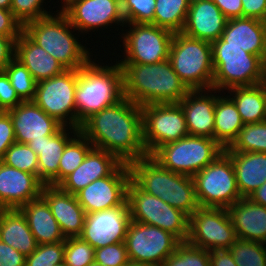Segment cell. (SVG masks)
Here are the masks:
<instances>
[{
	"label": "cell",
	"mask_w": 266,
	"mask_h": 266,
	"mask_svg": "<svg viewBox=\"0 0 266 266\" xmlns=\"http://www.w3.org/2000/svg\"><path fill=\"white\" fill-rule=\"evenodd\" d=\"M79 131L95 148L112 153L123 163L148 156L143 143L141 106L128 98L93 114Z\"/></svg>",
	"instance_id": "cell-1"
},
{
	"label": "cell",
	"mask_w": 266,
	"mask_h": 266,
	"mask_svg": "<svg viewBox=\"0 0 266 266\" xmlns=\"http://www.w3.org/2000/svg\"><path fill=\"white\" fill-rule=\"evenodd\" d=\"M124 96L137 105L179 103L190 91L169 59L153 64H120Z\"/></svg>",
	"instance_id": "cell-2"
},
{
	"label": "cell",
	"mask_w": 266,
	"mask_h": 266,
	"mask_svg": "<svg viewBox=\"0 0 266 266\" xmlns=\"http://www.w3.org/2000/svg\"><path fill=\"white\" fill-rule=\"evenodd\" d=\"M90 59L77 69L75 90L76 129L93 114L117 105L124 96L123 71L119 63L99 66Z\"/></svg>",
	"instance_id": "cell-3"
},
{
	"label": "cell",
	"mask_w": 266,
	"mask_h": 266,
	"mask_svg": "<svg viewBox=\"0 0 266 266\" xmlns=\"http://www.w3.org/2000/svg\"><path fill=\"white\" fill-rule=\"evenodd\" d=\"M128 165L131 180L146 193L159 197L189 217L199 208L193 177L170 171L149 155Z\"/></svg>",
	"instance_id": "cell-4"
},
{
	"label": "cell",
	"mask_w": 266,
	"mask_h": 266,
	"mask_svg": "<svg viewBox=\"0 0 266 266\" xmlns=\"http://www.w3.org/2000/svg\"><path fill=\"white\" fill-rule=\"evenodd\" d=\"M70 29L75 28L62 11L56 16L50 14L23 26V31L65 69H80L91 55Z\"/></svg>",
	"instance_id": "cell-5"
},
{
	"label": "cell",
	"mask_w": 266,
	"mask_h": 266,
	"mask_svg": "<svg viewBox=\"0 0 266 266\" xmlns=\"http://www.w3.org/2000/svg\"><path fill=\"white\" fill-rule=\"evenodd\" d=\"M214 75L212 89L254 86L262 83L264 60L240 47L225 46L219 38L211 42Z\"/></svg>",
	"instance_id": "cell-6"
},
{
	"label": "cell",
	"mask_w": 266,
	"mask_h": 266,
	"mask_svg": "<svg viewBox=\"0 0 266 266\" xmlns=\"http://www.w3.org/2000/svg\"><path fill=\"white\" fill-rule=\"evenodd\" d=\"M169 61L189 90L212 89L214 67L211 42L174 33Z\"/></svg>",
	"instance_id": "cell-7"
},
{
	"label": "cell",
	"mask_w": 266,
	"mask_h": 266,
	"mask_svg": "<svg viewBox=\"0 0 266 266\" xmlns=\"http://www.w3.org/2000/svg\"><path fill=\"white\" fill-rule=\"evenodd\" d=\"M223 152L224 148L212 138L188 135L164 144L151 157L170 171L193 177Z\"/></svg>",
	"instance_id": "cell-8"
},
{
	"label": "cell",
	"mask_w": 266,
	"mask_h": 266,
	"mask_svg": "<svg viewBox=\"0 0 266 266\" xmlns=\"http://www.w3.org/2000/svg\"><path fill=\"white\" fill-rule=\"evenodd\" d=\"M127 202L132 221L156 226L175 235L181 242L189 235V216L159 197L140 189L132 180L127 186Z\"/></svg>",
	"instance_id": "cell-9"
},
{
	"label": "cell",
	"mask_w": 266,
	"mask_h": 266,
	"mask_svg": "<svg viewBox=\"0 0 266 266\" xmlns=\"http://www.w3.org/2000/svg\"><path fill=\"white\" fill-rule=\"evenodd\" d=\"M199 207L229 208L241 197L230 156L224 151L193 176Z\"/></svg>",
	"instance_id": "cell-10"
},
{
	"label": "cell",
	"mask_w": 266,
	"mask_h": 266,
	"mask_svg": "<svg viewBox=\"0 0 266 266\" xmlns=\"http://www.w3.org/2000/svg\"><path fill=\"white\" fill-rule=\"evenodd\" d=\"M143 143L151 156L164 144L189 135L184 111L179 103H157L141 106Z\"/></svg>",
	"instance_id": "cell-11"
},
{
	"label": "cell",
	"mask_w": 266,
	"mask_h": 266,
	"mask_svg": "<svg viewBox=\"0 0 266 266\" xmlns=\"http://www.w3.org/2000/svg\"><path fill=\"white\" fill-rule=\"evenodd\" d=\"M129 27L121 36L125 58L119 64H153L169 58L172 31L151 23H132Z\"/></svg>",
	"instance_id": "cell-12"
},
{
	"label": "cell",
	"mask_w": 266,
	"mask_h": 266,
	"mask_svg": "<svg viewBox=\"0 0 266 266\" xmlns=\"http://www.w3.org/2000/svg\"><path fill=\"white\" fill-rule=\"evenodd\" d=\"M76 84L77 69H66L37 82L33 101L63 126L76 128Z\"/></svg>",
	"instance_id": "cell-13"
},
{
	"label": "cell",
	"mask_w": 266,
	"mask_h": 266,
	"mask_svg": "<svg viewBox=\"0 0 266 266\" xmlns=\"http://www.w3.org/2000/svg\"><path fill=\"white\" fill-rule=\"evenodd\" d=\"M124 243L130 262L161 266L181 241L159 227L131 220Z\"/></svg>",
	"instance_id": "cell-14"
},
{
	"label": "cell",
	"mask_w": 266,
	"mask_h": 266,
	"mask_svg": "<svg viewBox=\"0 0 266 266\" xmlns=\"http://www.w3.org/2000/svg\"><path fill=\"white\" fill-rule=\"evenodd\" d=\"M238 239L226 208L199 207L189 217L187 242L207 251L229 249Z\"/></svg>",
	"instance_id": "cell-15"
},
{
	"label": "cell",
	"mask_w": 266,
	"mask_h": 266,
	"mask_svg": "<svg viewBox=\"0 0 266 266\" xmlns=\"http://www.w3.org/2000/svg\"><path fill=\"white\" fill-rule=\"evenodd\" d=\"M130 168L121 163L109 176L95 180L75 194L86 214L118 207L127 200Z\"/></svg>",
	"instance_id": "cell-16"
},
{
	"label": "cell",
	"mask_w": 266,
	"mask_h": 266,
	"mask_svg": "<svg viewBox=\"0 0 266 266\" xmlns=\"http://www.w3.org/2000/svg\"><path fill=\"white\" fill-rule=\"evenodd\" d=\"M131 222L127 200L118 207L86 214L79 236L93 248L124 242Z\"/></svg>",
	"instance_id": "cell-17"
},
{
	"label": "cell",
	"mask_w": 266,
	"mask_h": 266,
	"mask_svg": "<svg viewBox=\"0 0 266 266\" xmlns=\"http://www.w3.org/2000/svg\"><path fill=\"white\" fill-rule=\"evenodd\" d=\"M61 11L78 32L87 33L112 23L125 25L121 0H66Z\"/></svg>",
	"instance_id": "cell-18"
},
{
	"label": "cell",
	"mask_w": 266,
	"mask_h": 266,
	"mask_svg": "<svg viewBox=\"0 0 266 266\" xmlns=\"http://www.w3.org/2000/svg\"><path fill=\"white\" fill-rule=\"evenodd\" d=\"M6 112L12 120L15 140L18 143L28 144L31 140L52 136L63 127L34 101H22Z\"/></svg>",
	"instance_id": "cell-19"
},
{
	"label": "cell",
	"mask_w": 266,
	"mask_h": 266,
	"mask_svg": "<svg viewBox=\"0 0 266 266\" xmlns=\"http://www.w3.org/2000/svg\"><path fill=\"white\" fill-rule=\"evenodd\" d=\"M43 185L35 174L0 161V209H20L41 196Z\"/></svg>",
	"instance_id": "cell-20"
},
{
	"label": "cell",
	"mask_w": 266,
	"mask_h": 266,
	"mask_svg": "<svg viewBox=\"0 0 266 266\" xmlns=\"http://www.w3.org/2000/svg\"><path fill=\"white\" fill-rule=\"evenodd\" d=\"M41 197L47 202L65 238L82 234L86 213L75 195L59 186L43 185Z\"/></svg>",
	"instance_id": "cell-21"
},
{
	"label": "cell",
	"mask_w": 266,
	"mask_h": 266,
	"mask_svg": "<svg viewBox=\"0 0 266 266\" xmlns=\"http://www.w3.org/2000/svg\"><path fill=\"white\" fill-rule=\"evenodd\" d=\"M228 18L212 0L190 1L182 33L194 39L213 42L221 37Z\"/></svg>",
	"instance_id": "cell-22"
},
{
	"label": "cell",
	"mask_w": 266,
	"mask_h": 266,
	"mask_svg": "<svg viewBox=\"0 0 266 266\" xmlns=\"http://www.w3.org/2000/svg\"><path fill=\"white\" fill-rule=\"evenodd\" d=\"M121 163L112 153L93 147L81 165L58 186L75 195L91 182L109 176Z\"/></svg>",
	"instance_id": "cell-23"
},
{
	"label": "cell",
	"mask_w": 266,
	"mask_h": 266,
	"mask_svg": "<svg viewBox=\"0 0 266 266\" xmlns=\"http://www.w3.org/2000/svg\"><path fill=\"white\" fill-rule=\"evenodd\" d=\"M63 126L52 136L31 140L28 145L38 155V179L44 185L58 186L59 161L66 144L72 139L71 134H77L79 129ZM68 131V133H67Z\"/></svg>",
	"instance_id": "cell-24"
},
{
	"label": "cell",
	"mask_w": 266,
	"mask_h": 266,
	"mask_svg": "<svg viewBox=\"0 0 266 266\" xmlns=\"http://www.w3.org/2000/svg\"><path fill=\"white\" fill-rule=\"evenodd\" d=\"M210 91L213 89L190 90L179 102L191 136H205L214 139L215 104L218 96L208 95Z\"/></svg>",
	"instance_id": "cell-25"
},
{
	"label": "cell",
	"mask_w": 266,
	"mask_h": 266,
	"mask_svg": "<svg viewBox=\"0 0 266 266\" xmlns=\"http://www.w3.org/2000/svg\"><path fill=\"white\" fill-rule=\"evenodd\" d=\"M220 38L225 46L240 47L266 61V22L244 17L228 19Z\"/></svg>",
	"instance_id": "cell-26"
},
{
	"label": "cell",
	"mask_w": 266,
	"mask_h": 266,
	"mask_svg": "<svg viewBox=\"0 0 266 266\" xmlns=\"http://www.w3.org/2000/svg\"><path fill=\"white\" fill-rule=\"evenodd\" d=\"M227 211L239 239L266 243L265 206L240 198Z\"/></svg>",
	"instance_id": "cell-27"
},
{
	"label": "cell",
	"mask_w": 266,
	"mask_h": 266,
	"mask_svg": "<svg viewBox=\"0 0 266 266\" xmlns=\"http://www.w3.org/2000/svg\"><path fill=\"white\" fill-rule=\"evenodd\" d=\"M14 57L26 67L36 82L52 78L66 70L24 31L15 41Z\"/></svg>",
	"instance_id": "cell-28"
},
{
	"label": "cell",
	"mask_w": 266,
	"mask_h": 266,
	"mask_svg": "<svg viewBox=\"0 0 266 266\" xmlns=\"http://www.w3.org/2000/svg\"><path fill=\"white\" fill-rule=\"evenodd\" d=\"M231 158L242 198H248L266 182V153L225 151Z\"/></svg>",
	"instance_id": "cell-29"
},
{
	"label": "cell",
	"mask_w": 266,
	"mask_h": 266,
	"mask_svg": "<svg viewBox=\"0 0 266 266\" xmlns=\"http://www.w3.org/2000/svg\"><path fill=\"white\" fill-rule=\"evenodd\" d=\"M38 245L65 241L47 202L40 196L20 208Z\"/></svg>",
	"instance_id": "cell-30"
},
{
	"label": "cell",
	"mask_w": 266,
	"mask_h": 266,
	"mask_svg": "<svg viewBox=\"0 0 266 266\" xmlns=\"http://www.w3.org/2000/svg\"><path fill=\"white\" fill-rule=\"evenodd\" d=\"M0 240L25 256L38 246L20 209H0Z\"/></svg>",
	"instance_id": "cell-31"
},
{
	"label": "cell",
	"mask_w": 266,
	"mask_h": 266,
	"mask_svg": "<svg viewBox=\"0 0 266 266\" xmlns=\"http://www.w3.org/2000/svg\"><path fill=\"white\" fill-rule=\"evenodd\" d=\"M228 92L244 124L265 121L266 91L262 84L233 87L228 89Z\"/></svg>",
	"instance_id": "cell-32"
},
{
	"label": "cell",
	"mask_w": 266,
	"mask_h": 266,
	"mask_svg": "<svg viewBox=\"0 0 266 266\" xmlns=\"http://www.w3.org/2000/svg\"><path fill=\"white\" fill-rule=\"evenodd\" d=\"M243 126L241 116L230 96H218L215 104L214 140L225 149L237 138Z\"/></svg>",
	"instance_id": "cell-33"
},
{
	"label": "cell",
	"mask_w": 266,
	"mask_h": 266,
	"mask_svg": "<svg viewBox=\"0 0 266 266\" xmlns=\"http://www.w3.org/2000/svg\"><path fill=\"white\" fill-rule=\"evenodd\" d=\"M190 0H156L154 25L173 33L182 32L187 19Z\"/></svg>",
	"instance_id": "cell-34"
},
{
	"label": "cell",
	"mask_w": 266,
	"mask_h": 266,
	"mask_svg": "<svg viewBox=\"0 0 266 266\" xmlns=\"http://www.w3.org/2000/svg\"><path fill=\"white\" fill-rule=\"evenodd\" d=\"M72 137L66 144L59 161L58 185L81 165L88 152L94 147L80 131Z\"/></svg>",
	"instance_id": "cell-35"
},
{
	"label": "cell",
	"mask_w": 266,
	"mask_h": 266,
	"mask_svg": "<svg viewBox=\"0 0 266 266\" xmlns=\"http://www.w3.org/2000/svg\"><path fill=\"white\" fill-rule=\"evenodd\" d=\"M224 151L266 153V120L244 124L237 138Z\"/></svg>",
	"instance_id": "cell-36"
},
{
	"label": "cell",
	"mask_w": 266,
	"mask_h": 266,
	"mask_svg": "<svg viewBox=\"0 0 266 266\" xmlns=\"http://www.w3.org/2000/svg\"><path fill=\"white\" fill-rule=\"evenodd\" d=\"M12 87L22 101H33L37 82L15 57L4 67Z\"/></svg>",
	"instance_id": "cell-37"
},
{
	"label": "cell",
	"mask_w": 266,
	"mask_h": 266,
	"mask_svg": "<svg viewBox=\"0 0 266 266\" xmlns=\"http://www.w3.org/2000/svg\"><path fill=\"white\" fill-rule=\"evenodd\" d=\"M228 250L237 266H266V246L263 242L238 238Z\"/></svg>",
	"instance_id": "cell-38"
},
{
	"label": "cell",
	"mask_w": 266,
	"mask_h": 266,
	"mask_svg": "<svg viewBox=\"0 0 266 266\" xmlns=\"http://www.w3.org/2000/svg\"><path fill=\"white\" fill-rule=\"evenodd\" d=\"M161 266H210L209 251L181 242Z\"/></svg>",
	"instance_id": "cell-39"
},
{
	"label": "cell",
	"mask_w": 266,
	"mask_h": 266,
	"mask_svg": "<svg viewBox=\"0 0 266 266\" xmlns=\"http://www.w3.org/2000/svg\"><path fill=\"white\" fill-rule=\"evenodd\" d=\"M1 161L10 167L35 174L38 177V155L28 144L13 143Z\"/></svg>",
	"instance_id": "cell-40"
},
{
	"label": "cell",
	"mask_w": 266,
	"mask_h": 266,
	"mask_svg": "<svg viewBox=\"0 0 266 266\" xmlns=\"http://www.w3.org/2000/svg\"><path fill=\"white\" fill-rule=\"evenodd\" d=\"M95 259V248L80 237H69L64 241V262L67 266H88Z\"/></svg>",
	"instance_id": "cell-41"
},
{
	"label": "cell",
	"mask_w": 266,
	"mask_h": 266,
	"mask_svg": "<svg viewBox=\"0 0 266 266\" xmlns=\"http://www.w3.org/2000/svg\"><path fill=\"white\" fill-rule=\"evenodd\" d=\"M156 0H121V11L125 23L154 24Z\"/></svg>",
	"instance_id": "cell-42"
},
{
	"label": "cell",
	"mask_w": 266,
	"mask_h": 266,
	"mask_svg": "<svg viewBox=\"0 0 266 266\" xmlns=\"http://www.w3.org/2000/svg\"><path fill=\"white\" fill-rule=\"evenodd\" d=\"M64 261V241L40 244L26 256L25 266H55Z\"/></svg>",
	"instance_id": "cell-43"
},
{
	"label": "cell",
	"mask_w": 266,
	"mask_h": 266,
	"mask_svg": "<svg viewBox=\"0 0 266 266\" xmlns=\"http://www.w3.org/2000/svg\"><path fill=\"white\" fill-rule=\"evenodd\" d=\"M45 0H12L11 12L14 17L24 26L26 23L53 14L44 10Z\"/></svg>",
	"instance_id": "cell-44"
},
{
	"label": "cell",
	"mask_w": 266,
	"mask_h": 266,
	"mask_svg": "<svg viewBox=\"0 0 266 266\" xmlns=\"http://www.w3.org/2000/svg\"><path fill=\"white\" fill-rule=\"evenodd\" d=\"M94 260L103 266H126L130 262L124 242L95 249Z\"/></svg>",
	"instance_id": "cell-45"
},
{
	"label": "cell",
	"mask_w": 266,
	"mask_h": 266,
	"mask_svg": "<svg viewBox=\"0 0 266 266\" xmlns=\"http://www.w3.org/2000/svg\"><path fill=\"white\" fill-rule=\"evenodd\" d=\"M22 100L12 87L7 74L0 70V111H8L19 105Z\"/></svg>",
	"instance_id": "cell-46"
},
{
	"label": "cell",
	"mask_w": 266,
	"mask_h": 266,
	"mask_svg": "<svg viewBox=\"0 0 266 266\" xmlns=\"http://www.w3.org/2000/svg\"><path fill=\"white\" fill-rule=\"evenodd\" d=\"M15 142V132L10 115L5 111H0V161L4 158L7 149Z\"/></svg>",
	"instance_id": "cell-47"
},
{
	"label": "cell",
	"mask_w": 266,
	"mask_h": 266,
	"mask_svg": "<svg viewBox=\"0 0 266 266\" xmlns=\"http://www.w3.org/2000/svg\"><path fill=\"white\" fill-rule=\"evenodd\" d=\"M23 31V25L14 17L11 10L0 8V35L18 38Z\"/></svg>",
	"instance_id": "cell-48"
},
{
	"label": "cell",
	"mask_w": 266,
	"mask_h": 266,
	"mask_svg": "<svg viewBox=\"0 0 266 266\" xmlns=\"http://www.w3.org/2000/svg\"><path fill=\"white\" fill-rule=\"evenodd\" d=\"M26 256L0 240V266H25Z\"/></svg>",
	"instance_id": "cell-49"
},
{
	"label": "cell",
	"mask_w": 266,
	"mask_h": 266,
	"mask_svg": "<svg viewBox=\"0 0 266 266\" xmlns=\"http://www.w3.org/2000/svg\"><path fill=\"white\" fill-rule=\"evenodd\" d=\"M266 22V0H242V18Z\"/></svg>",
	"instance_id": "cell-50"
},
{
	"label": "cell",
	"mask_w": 266,
	"mask_h": 266,
	"mask_svg": "<svg viewBox=\"0 0 266 266\" xmlns=\"http://www.w3.org/2000/svg\"><path fill=\"white\" fill-rule=\"evenodd\" d=\"M18 38H9L0 35V70L14 58L15 54V41Z\"/></svg>",
	"instance_id": "cell-51"
},
{
	"label": "cell",
	"mask_w": 266,
	"mask_h": 266,
	"mask_svg": "<svg viewBox=\"0 0 266 266\" xmlns=\"http://www.w3.org/2000/svg\"><path fill=\"white\" fill-rule=\"evenodd\" d=\"M228 19L242 18V0H212Z\"/></svg>",
	"instance_id": "cell-52"
},
{
	"label": "cell",
	"mask_w": 266,
	"mask_h": 266,
	"mask_svg": "<svg viewBox=\"0 0 266 266\" xmlns=\"http://www.w3.org/2000/svg\"><path fill=\"white\" fill-rule=\"evenodd\" d=\"M210 266H237L228 249L210 250Z\"/></svg>",
	"instance_id": "cell-53"
},
{
	"label": "cell",
	"mask_w": 266,
	"mask_h": 266,
	"mask_svg": "<svg viewBox=\"0 0 266 266\" xmlns=\"http://www.w3.org/2000/svg\"><path fill=\"white\" fill-rule=\"evenodd\" d=\"M252 202L266 207V182L248 197Z\"/></svg>",
	"instance_id": "cell-54"
},
{
	"label": "cell",
	"mask_w": 266,
	"mask_h": 266,
	"mask_svg": "<svg viewBox=\"0 0 266 266\" xmlns=\"http://www.w3.org/2000/svg\"><path fill=\"white\" fill-rule=\"evenodd\" d=\"M12 0H0V8L10 10Z\"/></svg>",
	"instance_id": "cell-55"
},
{
	"label": "cell",
	"mask_w": 266,
	"mask_h": 266,
	"mask_svg": "<svg viewBox=\"0 0 266 266\" xmlns=\"http://www.w3.org/2000/svg\"><path fill=\"white\" fill-rule=\"evenodd\" d=\"M266 91V61L264 62V66H263V79H262V83H261Z\"/></svg>",
	"instance_id": "cell-56"
},
{
	"label": "cell",
	"mask_w": 266,
	"mask_h": 266,
	"mask_svg": "<svg viewBox=\"0 0 266 266\" xmlns=\"http://www.w3.org/2000/svg\"><path fill=\"white\" fill-rule=\"evenodd\" d=\"M126 266H153V265L129 262Z\"/></svg>",
	"instance_id": "cell-57"
},
{
	"label": "cell",
	"mask_w": 266,
	"mask_h": 266,
	"mask_svg": "<svg viewBox=\"0 0 266 266\" xmlns=\"http://www.w3.org/2000/svg\"><path fill=\"white\" fill-rule=\"evenodd\" d=\"M88 266H103L100 263L96 262L95 260Z\"/></svg>",
	"instance_id": "cell-58"
},
{
	"label": "cell",
	"mask_w": 266,
	"mask_h": 266,
	"mask_svg": "<svg viewBox=\"0 0 266 266\" xmlns=\"http://www.w3.org/2000/svg\"><path fill=\"white\" fill-rule=\"evenodd\" d=\"M55 266H67V265H66V263L63 261L62 263L57 264V265H55Z\"/></svg>",
	"instance_id": "cell-59"
}]
</instances>
